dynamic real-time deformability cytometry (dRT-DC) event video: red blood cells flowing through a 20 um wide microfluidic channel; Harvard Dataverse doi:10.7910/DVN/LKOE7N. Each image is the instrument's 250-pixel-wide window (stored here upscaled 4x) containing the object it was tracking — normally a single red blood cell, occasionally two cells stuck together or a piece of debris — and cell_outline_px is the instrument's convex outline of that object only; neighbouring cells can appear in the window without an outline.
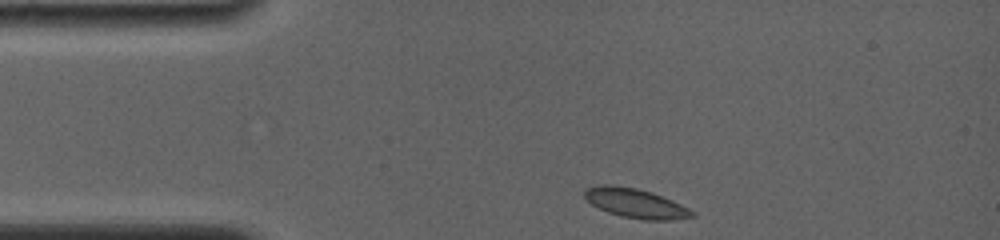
{"species": "common noctule bat (a hibernating species)", "species_latin": "Nyctalus noctula", "temperature_condition": "room temperature", "stored_images_in_passage": 6, "camera_frame_rate_fps": 4000, "um_per_image_px": 0.085, "animal": {"sex": "female", "body_mass_g": 19.0, "forearm_length_mm": 56.7}, "frame": {"image": 1, "passage_image": 1, "time_ms": 0.0, "image_size_px": [1000, 240], "cell_outline_px": [[696, 216], [668, 220], [644, 220], [624, 216], [608, 212], [592, 204], [584, 196], [584, 192], [588, 188], [600, 184], [612, 184], [636, 188], [652, 192], [672, 200], [696, 212]], "centroid_in_image_um": [54.05, 17.26], "position_along_channel_um": 31.0, "area_um2": 18.26}}
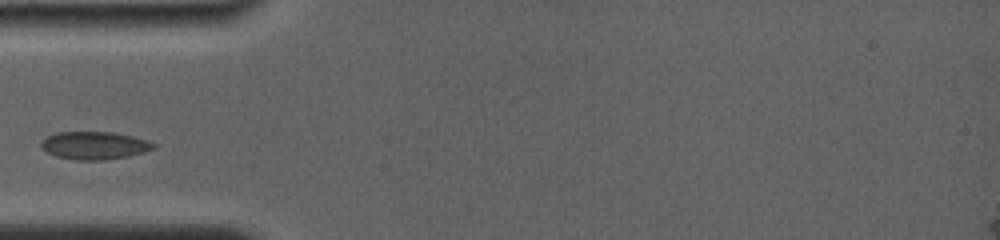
{"frame": {"image": 2, "passage_image": 5, "time_ms": 2.25, "image_size_px": [1000, 240], "cell_outline_px": [[156, 148], [128, 156], [104, 160], [76, 160], [56, 156], [48, 152], [40, 144], [48, 136], [56, 132], [112, 132], [132, 136], [156, 144]], "centroid_in_image_um": [8.03, 12.36], "position_along_channel_um": 77.0, "area_um2": 17.92}}